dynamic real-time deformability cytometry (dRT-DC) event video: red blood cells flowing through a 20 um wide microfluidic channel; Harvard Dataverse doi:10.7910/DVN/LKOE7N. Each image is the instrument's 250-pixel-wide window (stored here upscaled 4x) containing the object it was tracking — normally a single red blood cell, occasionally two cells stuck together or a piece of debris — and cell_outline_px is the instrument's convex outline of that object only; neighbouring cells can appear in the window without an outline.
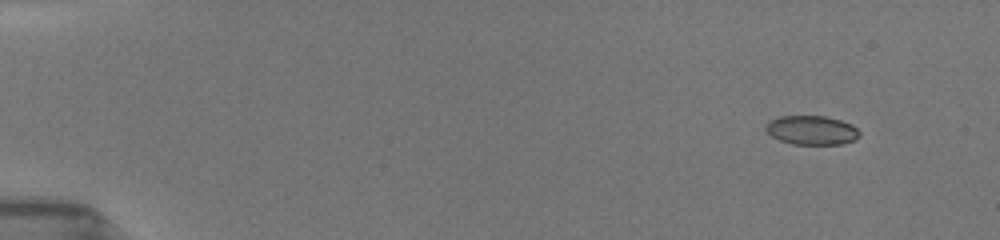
{"species": "common noctule bat (a hibernating species)", "species_latin": "Nyctalus noctula", "temperature_condition": "room temperature", "stored_images_in_passage": 6, "camera_frame_rate_fps": 3000, "um_per_image_px": 0.085, "animal": {"sex": "female", "body_mass_g": 19.5, "forearm_length_mm": 54.1}, "frame": {"image": 1, "passage_image": 1, "time_ms": 0.0, "image_size_px": [1000, 240], "cell_outline_px": [[860, 136], [852, 140], [840, 144], [792, 144], [780, 140], [772, 136], [764, 128], [772, 120], [780, 116], [824, 116], [840, 120], [852, 124], [860, 132]], "centroid_in_image_um": [69.01, 11.06], "position_along_channel_um": 16.0, "area_um2": 15.66}}
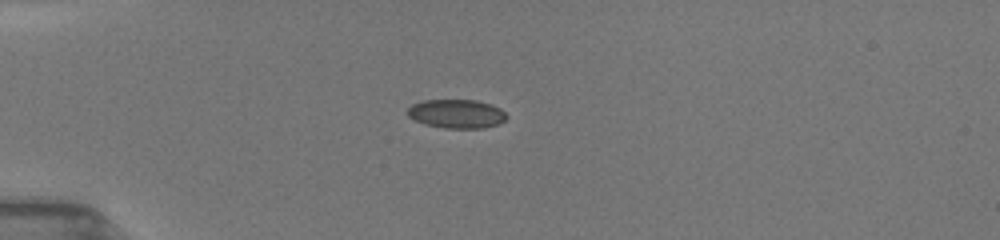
{"frame": {"image": 2, "passage_image": 4, "time_ms": 3.333, "image_size_px": [1000, 240], "cell_outline_px": [[508, 116], [500, 124], [484, 128], [444, 128], [424, 124], [408, 116], [408, 108], [412, 104], [424, 100], [476, 100], [492, 104], [500, 108]], "centroid_in_image_um": [38.84, 9.67], "position_along_channel_um": 46.2, "area_um2": 16.7}}
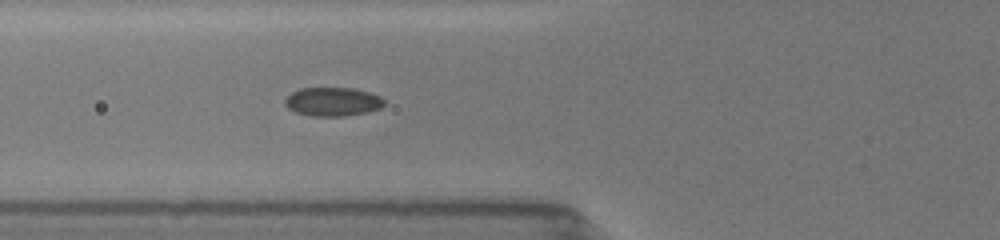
{"frame": {"image": 3, "passage_image": 6, "time_ms": 5.333, "image_size_px": [1000, 240], "cell_outline_px": [[384, 104], [380, 108], [368, 112], [344, 116], [308, 116], [296, 112], [288, 108], [284, 104], [284, 100], [292, 92], [300, 88], [352, 88], [368, 92], [380, 96], [384, 100]], "centroid_in_image_um": [28.26, 8.65], "position_along_channel_um": 97.5, "area_um2": 16.65}}